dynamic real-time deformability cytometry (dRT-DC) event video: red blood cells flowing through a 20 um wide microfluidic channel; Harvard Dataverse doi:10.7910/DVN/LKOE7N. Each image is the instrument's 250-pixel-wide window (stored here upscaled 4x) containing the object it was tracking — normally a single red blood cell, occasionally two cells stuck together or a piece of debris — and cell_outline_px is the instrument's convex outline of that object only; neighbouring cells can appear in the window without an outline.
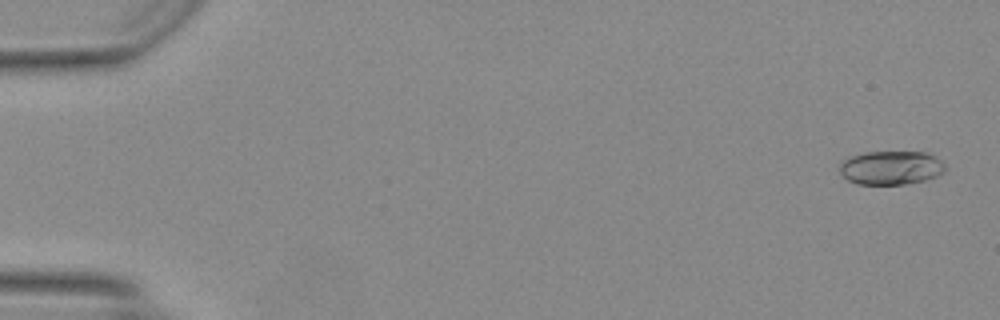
{"species": "Egyptian fruit bat (a non-hibernating species)", "species_latin": "Rousettus aegyptiacus", "temperature_condition": "warm", "stored_images_in_passage": 49, "camera_frame_rate_fps": 3000, "um_per_image_px": 0.085, "animal": {"sex": "female"}, "frame": {"image": 1, "passage_image": 2, "time_ms": 0.333, "image_size_px": [1000, 320], "cell_outline_px": [[948, 168], [944, 172], [936, 176], [924, 180], [904, 184], [856, 184], [848, 180], [840, 172], [840, 160], [848, 156], [864, 152], [928, 152], [936, 156]], "centroid_in_image_um": [75.73, 14.24], "position_along_channel_um": 9.3, "area_um2": 21.04}}
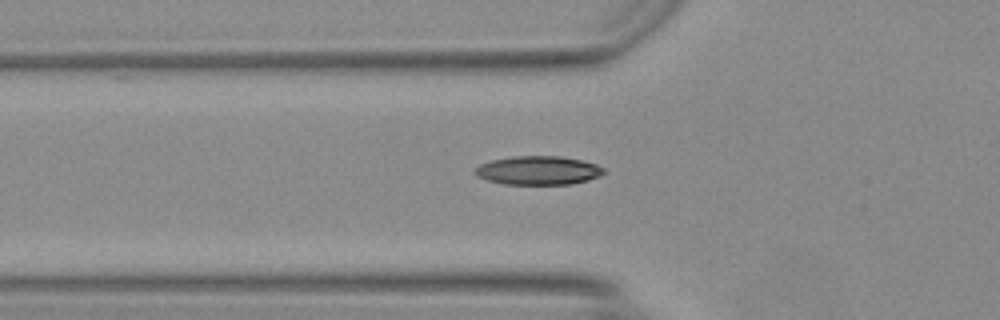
{"frame": {"image": 2, "passage_image": 18, "time_ms": 5.667, "image_size_px": [1000, 320], "cell_outline_px": [[604, 172], [600, 176], [588, 180], [572, 184], [504, 184], [488, 180], [476, 176], [472, 172], [480, 164], [492, 160], [512, 156], [560, 156], [580, 160], [596, 164], [604, 168]], "centroid_in_image_um": [45.73, 14.48], "position_along_channel_um": 80.1, "area_um2": 21.56}}
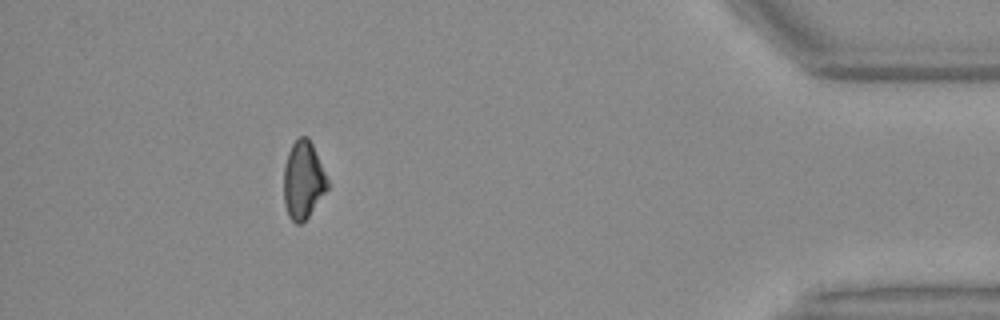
{"frame": {"image": 3, "passage_image": 45, "time_ms": 14.667, "image_size_px": [1000, 320], "cell_outline_px": [[328, 188], [308, 216], [300, 224], [296, 224], [288, 216], [284, 204], [284, 168], [288, 152], [292, 144], [300, 136], [308, 136], [312, 144], [328, 180]], "centroid_in_image_um": [25.75, 15.31], "position_along_channel_um": 409.4, "area_um2": 19.54}}